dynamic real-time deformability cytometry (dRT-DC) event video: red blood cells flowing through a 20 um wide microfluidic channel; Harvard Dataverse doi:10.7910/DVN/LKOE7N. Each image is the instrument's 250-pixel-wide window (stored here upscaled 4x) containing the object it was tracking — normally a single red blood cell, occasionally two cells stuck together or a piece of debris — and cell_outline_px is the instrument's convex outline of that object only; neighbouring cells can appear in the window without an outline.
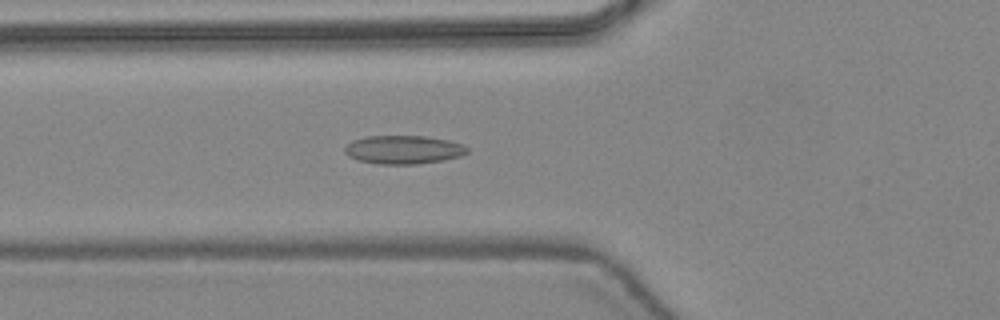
{"species": "common noctule bat (a hibernating species)", "species_latin": "Nyctalus noctula", "temperature_condition": "warm", "stored_images_in_passage": 47, "camera_frame_rate_fps": 3000, "um_per_image_px": 0.085, "animal": {"sex": "female", "body_mass_g": 24.6, "forearm_length_mm": 56.2}, "frame": {"image": 1, "passage_image": 18, "time_ms": 5.667, "image_size_px": [1000, 320], "cell_outline_px": [[468, 152], [460, 156], [444, 160], [416, 164], [380, 164], [356, 160], [348, 156], [344, 152], [344, 148], [352, 140], [368, 136], [424, 136], [448, 140], [464, 144], [468, 148]], "centroid_in_image_um": [34.29, 12.72], "position_along_channel_um": 91.5, "area_um2": 20.4}}
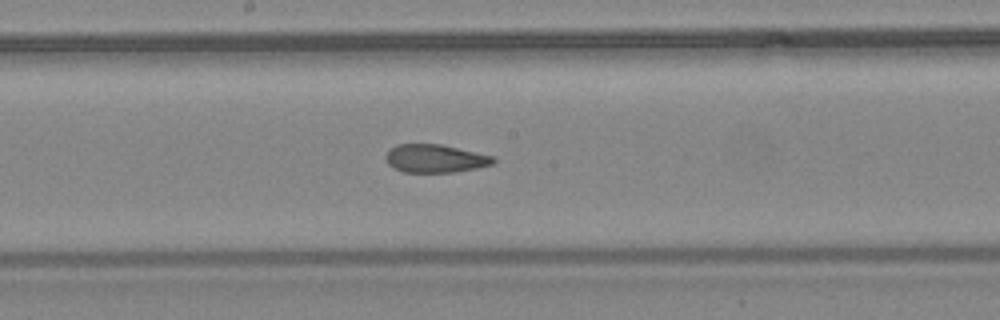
{"frame": {"image": 2, "passage_image": 26, "time_ms": 8.333, "image_size_px": [1000, 320], "cell_outline_px": [[496, 160], [492, 164], [476, 168], [456, 172], [404, 172], [388, 164], [384, 160], [384, 156], [396, 144], [440, 144], [492, 156]], "centroid_in_image_um": [36.96, 13.47], "position_along_channel_um": 211.2, "area_um2": 17.46}}
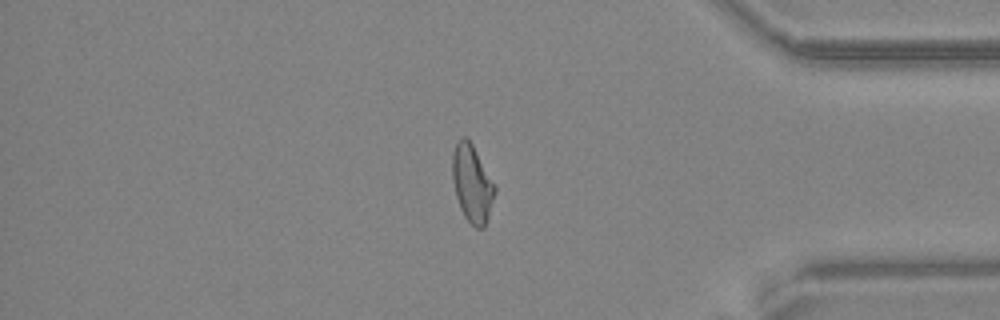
{"frame": {"image": 3, "passage_image": 40, "time_ms": 13.0, "image_size_px": [1000, 320], "cell_outline_px": [[496, 192], [484, 228], [476, 228], [464, 216], [460, 208], [456, 196], [452, 180], [452, 152], [460, 136], [464, 136], [472, 144], [496, 188]], "centroid_in_image_um": [40.1, 15.6], "position_along_channel_um": 395.1, "area_um2": 18.9}, "authors_computed_cell_mechanics": {"area_um2": 19.2474, "velocity_mm_per_s": 4.4518, "shape_relaxation_time_tau1_ms": null, "shape_relaxation_time_tau2_ms": 1.7639, "deformation_change_tau1": null, "deformation_change_tau2": 0.0981}}